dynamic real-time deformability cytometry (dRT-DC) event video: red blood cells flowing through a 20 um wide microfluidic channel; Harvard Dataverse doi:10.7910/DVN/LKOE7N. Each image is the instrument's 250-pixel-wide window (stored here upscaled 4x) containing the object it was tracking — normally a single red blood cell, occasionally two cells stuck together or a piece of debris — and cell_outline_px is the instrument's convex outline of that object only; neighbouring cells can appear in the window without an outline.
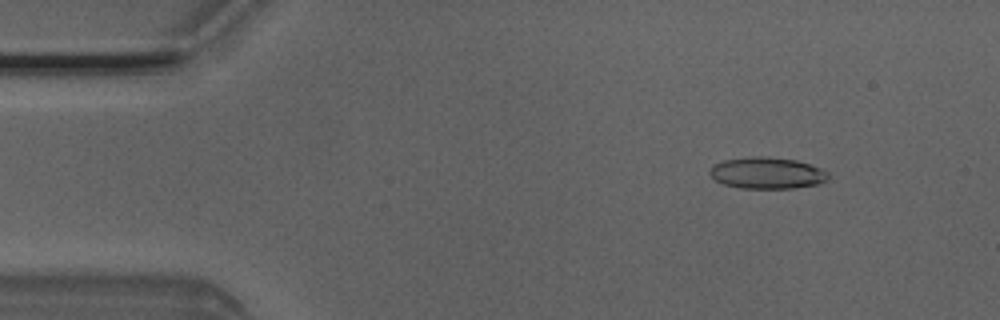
{"species": "Egyptian fruit bat (a non-hibernating species)", "species_latin": "Rousettus aegyptiacus", "temperature_condition": "room temperature", "stored_images_in_passage": 5, "camera_frame_rate_fps": 3000, "um_per_image_px": 0.085, "animal": {"sex": "male"}, "frame": {"image": 1, "passage_image": 2, "time_ms": 0.333, "image_size_px": [1000, 320], "cell_outline_px": [[828, 176], [820, 184], [796, 188], [740, 188], [724, 184], [716, 180], [708, 172], [712, 164], [724, 160], [748, 156], [768, 156], [796, 160], [820, 168], [828, 172]], "centroid_in_image_um": [65.17, 14.7], "position_along_channel_um": 19.8, "area_um2": 21.85}}